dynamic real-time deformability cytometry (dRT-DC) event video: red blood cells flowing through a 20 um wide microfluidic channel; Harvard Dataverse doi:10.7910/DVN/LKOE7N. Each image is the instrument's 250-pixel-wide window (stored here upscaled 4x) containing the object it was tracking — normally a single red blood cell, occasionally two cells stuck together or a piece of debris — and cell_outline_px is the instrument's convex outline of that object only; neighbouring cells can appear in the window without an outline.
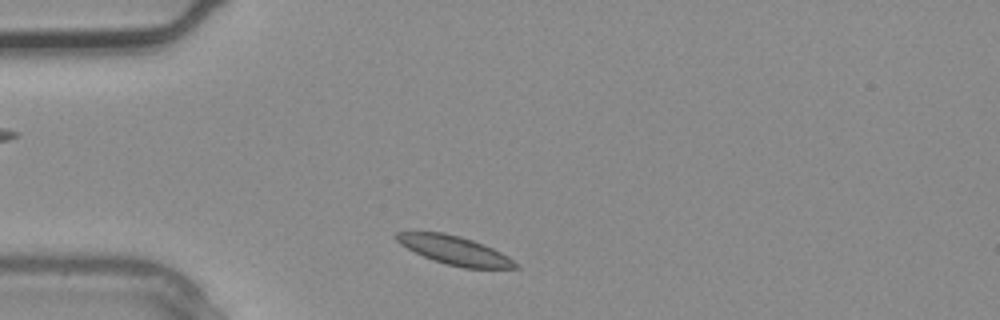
{"species": "common noctule bat (a hibernating species)", "species_latin": "Nyctalus noctula", "temperature_condition": "warm", "stored_images_in_passage": 2, "camera_frame_rate_fps": 3000, "um_per_image_px": 0.085, "animal": {"sex": "male", "body_mass_g": 20.4}, "frame": {"image": 1, "passage_image": 2, "time_ms": 0.333, "image_size_px": [1000, 320], "cell_outline_px": [[520, 268], [464, 268], [444, 264], [432, 260], [400, 244], [392, 236], [396, 232], [444, 232], [460, 236], [484, 244], [508, 256], [520, 264]], "centroid_in_image_um": [38.65, 21.28], "position_along_channel_um": 46.3, "area_um2": 19.94}}